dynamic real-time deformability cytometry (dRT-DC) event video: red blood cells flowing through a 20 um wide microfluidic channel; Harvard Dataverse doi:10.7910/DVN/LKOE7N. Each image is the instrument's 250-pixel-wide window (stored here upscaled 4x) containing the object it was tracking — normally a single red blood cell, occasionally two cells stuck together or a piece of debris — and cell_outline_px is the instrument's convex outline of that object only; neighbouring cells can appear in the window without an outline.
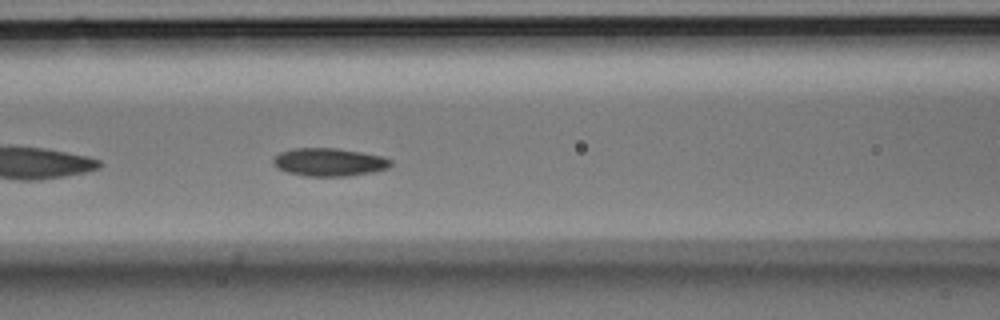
{"species": "Egyptian fruit bat (a non-hibernating species)", "species_latin": "Rousettus aegyptiacus", "temperature_condition": "room temperature", "stored_images_in_passage": 45, "segment_of_instrument_passage": [2, 2], "camera_frame_rate_fps": 3000, "um_per_image_px": 0.085, "animal": {"sex": "male"}, "frame": {"image": 1, "passage_image": 19, "time_ms": 6.0, "image_size_px": [1000, 320], "cell_outline_px": [[392, 164], [388, 168], [372, 172], [348, 176], [304, 176], [288, 172], [276, 168], [272, 164], [272, 156], [280, 152], [292, 148], [336, 148], [384, 156], [392, 160]], "centroid_in_image_um": [27.94, 13.78], "position_along_channel_um": 138.7, "area_um2": 19.42}}
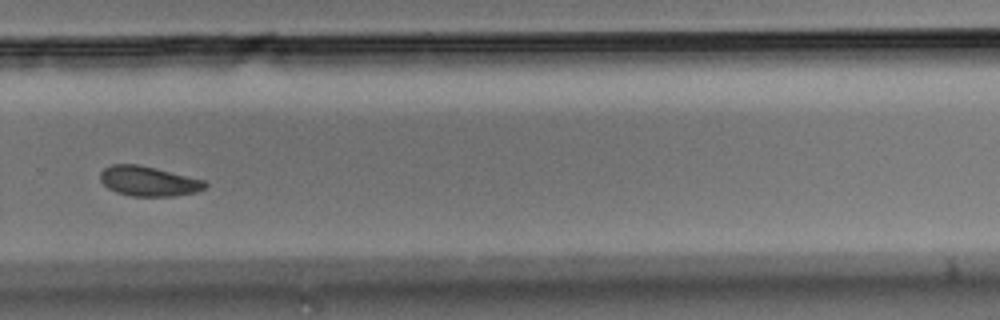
{"frame": {"image": 2, "passage_image": 31, "time_ms": 10.0, "image_size_px": [1000, 320], "cell_outline_px": [[208, 184], [204, 188], [196, 192], [172, 196], [132, 196], [116, 192], [108, 188], [100, 180], [100, 172], [104, 168], [112, 164], [140, 164], [204, 180]], "centroid_in_image_um": [12.6, 15.39], "position_along_channel_um": 317.2, "area_um2": 18.21}}
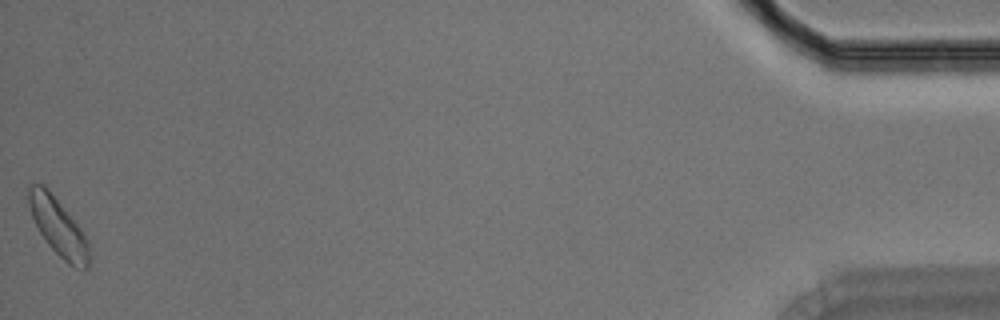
{"frame": {"image": 3, "passage_image": 45, "time_ms": 14.667, "image_size_px": [1000, 320], "cell_outline_px": [[88, 268], [76, 268], [68, 264], [48, 244], [40, 232], [32, 216], [28, 204], [28, 188], [32, 180], [44, 184], [48, 188], [84, 232], [88, 240]], "centroid_in_image_um": [4.92, 19.22], "position_along_channel_um": 430.3, "area_um2": 20.17}}